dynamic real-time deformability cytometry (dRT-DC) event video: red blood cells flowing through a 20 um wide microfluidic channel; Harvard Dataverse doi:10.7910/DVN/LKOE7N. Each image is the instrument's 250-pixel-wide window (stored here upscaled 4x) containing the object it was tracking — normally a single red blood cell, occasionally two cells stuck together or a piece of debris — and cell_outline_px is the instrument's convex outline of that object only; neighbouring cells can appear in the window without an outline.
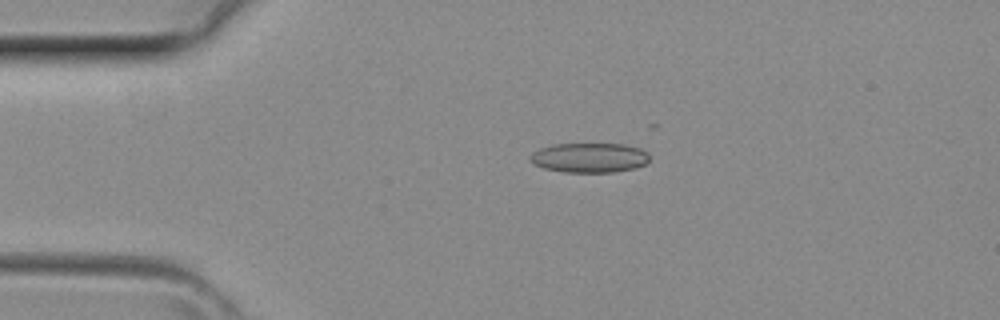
{"species": "common noctule bat (a hibernating species)", "species_latin": "Nyctalus noctula", "temperature_condition": "room temperature", "stored_images_in_passage": 3, "camera_frame_rate_fps": 3000, "um_per_image_px": 0.085, "animal": {"sex": "female", "body_mass_g": 29.2, "forearm_length_mm": 56.3}, "frame": {"image": 1, "passage_image": 2, "time_ms": 0.333, "image_size_px": [1000, 320], "cell_outline_px": [[648, 160], [644, 164], [636, 168], [612, 172], [564, 172], [544, 168], [532, 164], [528, 160], [528, 156], [532, 152], [540, 148], [552, 144], [624, 144], [640, 148], [648, 152]], "centroid_in_image_um": [50.05, 13.4], "position_along_channel_um": 34.9, "area_um2": 20.81}}